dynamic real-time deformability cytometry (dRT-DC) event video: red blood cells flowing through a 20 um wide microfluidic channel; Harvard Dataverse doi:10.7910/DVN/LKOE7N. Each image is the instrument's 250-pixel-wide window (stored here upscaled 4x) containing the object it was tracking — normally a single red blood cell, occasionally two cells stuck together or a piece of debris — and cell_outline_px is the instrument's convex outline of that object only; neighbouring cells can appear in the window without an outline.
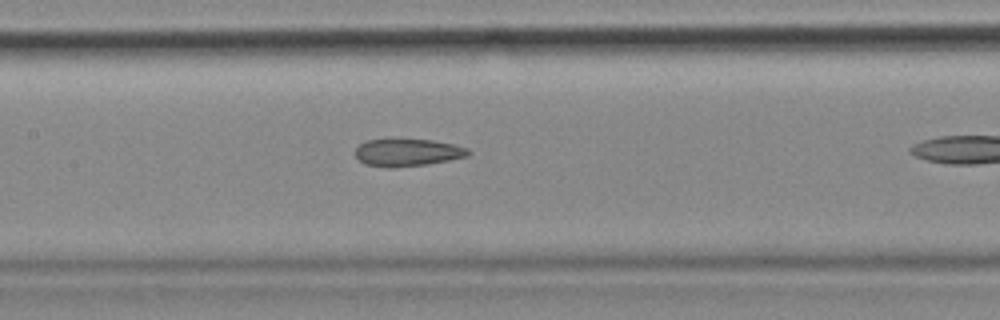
{"species": "common noctule bat (a hibernating species)", "species_latin": "Nyctalus noctula", "temperature_condition": "cold", "stored_images_in_passage": 19, "camera_frame_rate_fps": 3000, "um_per_image_px": 0.085, "animal": {"sex": "female", "body_mass_g": 18.4}, "frame": {"image": 1, "passage_image": 14, "time_ms": 4.333, "image_size_px": [1000, 320], "cell_outline_px": [[472, 152], [468, 156], [428, 164], [392, 168], [388, 168], [364, 164], [356, 156], [356, 148], [360, 144], [368, 140], [432, 140], [452, 144], [468, 148]], "centroid_in_image_um": [34.66, 12.98], "position_along_channel_um": 172.7, "area_um2": 17.86}}